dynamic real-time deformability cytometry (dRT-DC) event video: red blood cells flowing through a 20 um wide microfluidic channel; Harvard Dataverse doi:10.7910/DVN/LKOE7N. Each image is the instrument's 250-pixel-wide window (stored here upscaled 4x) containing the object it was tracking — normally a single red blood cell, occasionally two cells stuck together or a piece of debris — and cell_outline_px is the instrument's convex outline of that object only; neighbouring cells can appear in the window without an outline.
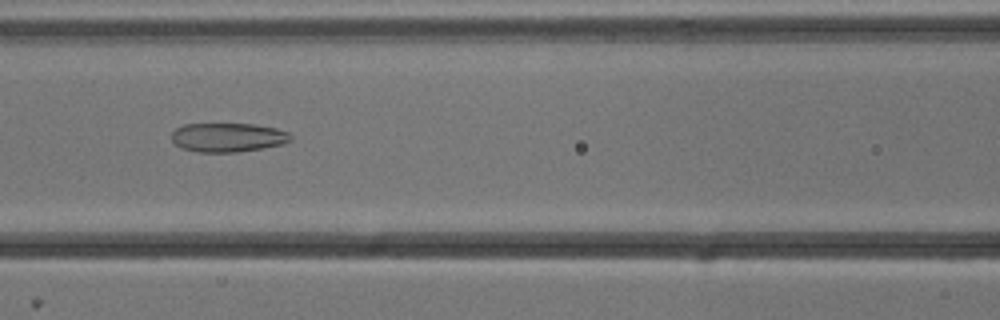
{"species": "common noctule bat (a hibernating species)", "species_latin": "Nyctalus noctula", "temperature_condition": "cold", "stored_images_in_passage": 45, "camera_frame_rate_fps": 3000, "um_per_image_px": 0.085, "animal": {"sex": "male", "body_mass_g": 13.3}, "frame": {"image": 1, "passage_image": 15, "time_ms": 4.667, "image_size_px": [1000, 320], "cell_outline_px": [[292, 140], [284, 144], [264, 148], [236, 152], [196, 152], [180, 148], [172, 140], [172, 132], [176, 128], [184, 124], [256, 124], [276, 128], [288, 132], [292, 136]], "centroid_in_image_um": [19.39, 11.68], "position_along_channel_um": 147.2, "area_um2": 20.35}}
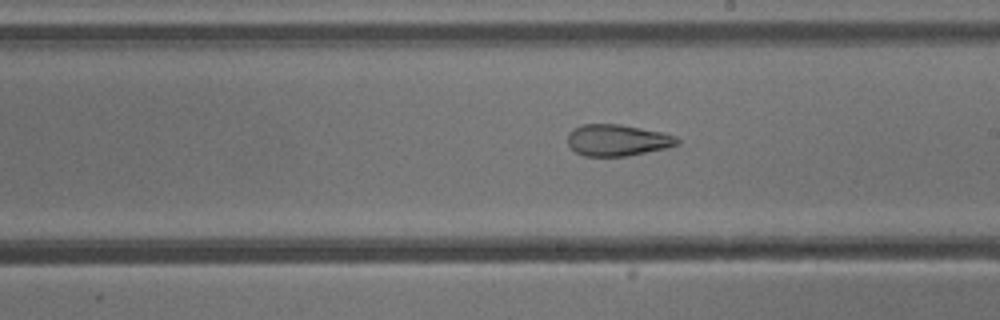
{"frame": {"image": 2, "passage_image": 22, "time_ms": 7.0, "image_size_px": [1000, 320], "cell_outline_px": [[680, 144], [668, 148], [624, 156], [584, 156], [576, 152], [568, 144], [568, 132], [584, 124], [620, 124], [664, 132], [676, 136], [680, 140]], "centroid_in_image_um": [52.52, 11.91], "position_along_channel_um": 236.5, "area_um2": 20.17}}
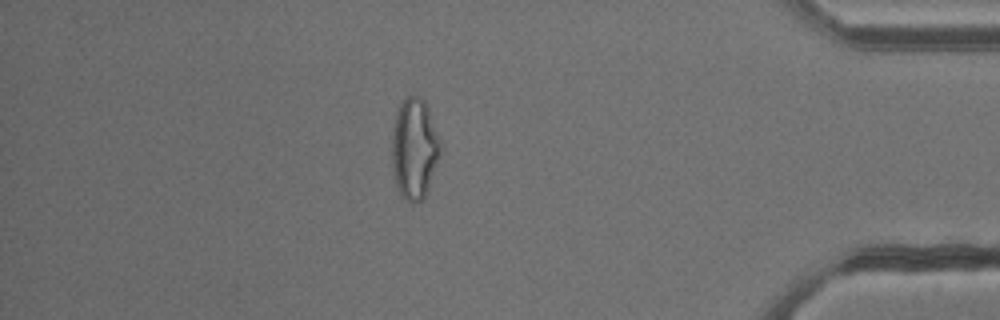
{"frame": {"image": 3, "passage_image": 38, "time_ms": 12.333, "image_size_px": [1000, 320], "cell_outline_px": [[440, 152], [428, 188], [424, 196], [420, 200], [412, 204], [404, 200], [396, 184], [392, 164], [392, 132], [396, 112], [400, 104], [408, 96], [420, 96], [424, 100], [428, 108], [440, 140]], "centroid_in_image_um": [35.2, 12.63], "position_along_channel_um": 400.0, "area_um2": 28.15}, "authors_computed_cell_mechanics": {"area_um2": 25.8366, "velocity_mm_per_s": 3.8325, "shape_relaxation_time_tau1_ms": null, "shape_relaxation_time_tau2_ms": 2.2055, "deformation_change_tau1": null, "deformation_change_tau2": 0.1012}}